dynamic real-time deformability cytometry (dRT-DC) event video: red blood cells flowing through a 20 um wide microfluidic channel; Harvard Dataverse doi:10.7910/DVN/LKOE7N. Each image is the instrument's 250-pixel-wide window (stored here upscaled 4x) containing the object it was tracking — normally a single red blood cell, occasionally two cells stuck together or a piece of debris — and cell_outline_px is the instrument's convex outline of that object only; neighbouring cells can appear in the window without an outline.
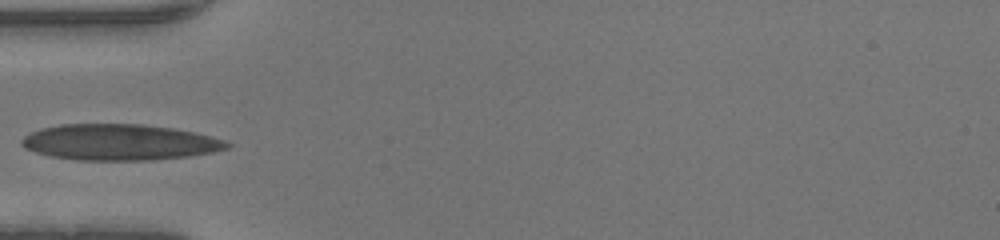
{"species": "human", "species_latin": "Homo sapiens", "temperature_condition": "warm", "stored_images_in_passage": 32, "camera_frame_rate_fps": 3000, "um_per_image_px": 0.085, "donor": {"sex": "male"}, "frame": {"image": 1, "passage_image": 1, "time_ms": 0.0, "image_size_px": [1000, 240], "cell_outline_px": [[228, 144], [220, 148], [204, 152], [176, 156], [116, 160], [100, 160], [60, 156], [28, 148], [24, 144], [24, 140], [28, 136], [36, 132], [48, 128], [72, 124], [124, 124], [164, 128], [188, 132], [204, 136]], "centroid_in_image_um": [10.06, 12.06], "position_along_channel_um": 74.9, "area_um2": 38.78}}
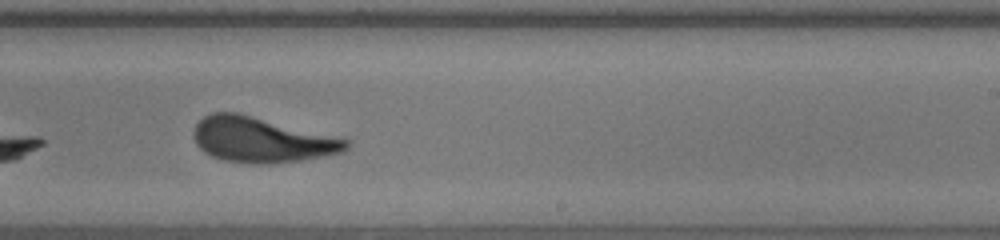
{"frame": {"image": 2, "passage_image": 14, "time_ms": 4.333, "image_size_px": [1000, 240], "cell_outline_px": [[344, 148], [332, 152], [284, 160], [236, 160], [220, 156], [208, 152], [196, 140], [196, 124], [200, 120], [208, 116], [220, 112], [228, 112], [344, 140]], "centroid_in_image_um": [22.06, 11.82], "position_along_channel_um": 266.9, "area_um2": 34.56}}
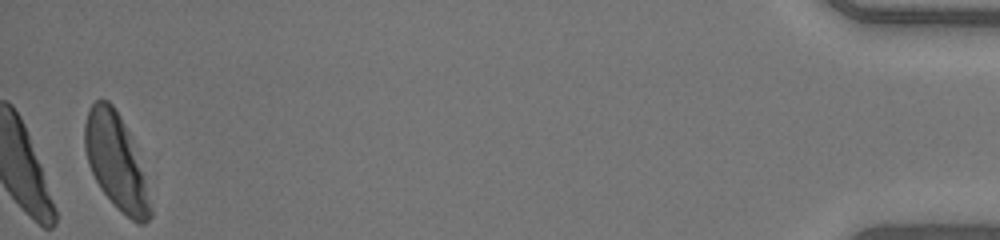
{"frame": {"image": 3, "passage_image": 31, "time_ms": 10.0, "image_size_px": [1000, 240], "cell_outline_px": [[148, 216], [144, 220], [136, 220], [128, 216], [104, 192], [96, 180], [92, 172], [88, 160], [84, 140], [84, 132], [88, 112], [92, 104], [96, 100], [104, 100], [116, 112], [120, 120], [140, 172], [148, 208]], "centroid_in_image_um": [9.7, 13.65], "position_along_channel_um": 425.5, "area_um2": 31.96}}